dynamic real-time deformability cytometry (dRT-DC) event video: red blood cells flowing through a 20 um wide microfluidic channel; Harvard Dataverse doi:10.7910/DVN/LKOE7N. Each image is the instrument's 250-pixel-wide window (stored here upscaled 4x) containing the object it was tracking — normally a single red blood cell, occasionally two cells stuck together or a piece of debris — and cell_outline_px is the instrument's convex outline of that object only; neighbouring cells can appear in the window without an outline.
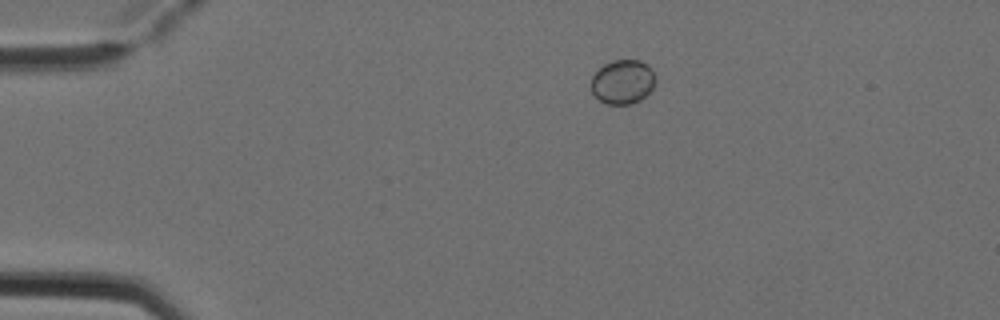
{"species": "Egyptian fruit bat (a non-hibernating species)", "species_latin": "Rousettus aegyptiacus", "temperature_condition": "cold", "stored_images_in_passage": 8, "camera_frame_rate_fps": 3000, "um_per_image_px": 0.085, "animal": {"sex": "female"}, "frame": {"image": 1, "passage_image": 3, "time_ms": 0.667, "image_size_px": [1000, 320], "cell_outline_px": [[656, 80], [652, 88], [640, 100], [632, 104], [608, 104], [600, 100], [592, 92], [592, 76], [604, 64], [612, 60], [640, 60], [648, 64], [656, 76]], "centroid_in_image_um": [52.95, 6.94], "position_along_channel_um": 32.0, "area_um2": 16.53}}
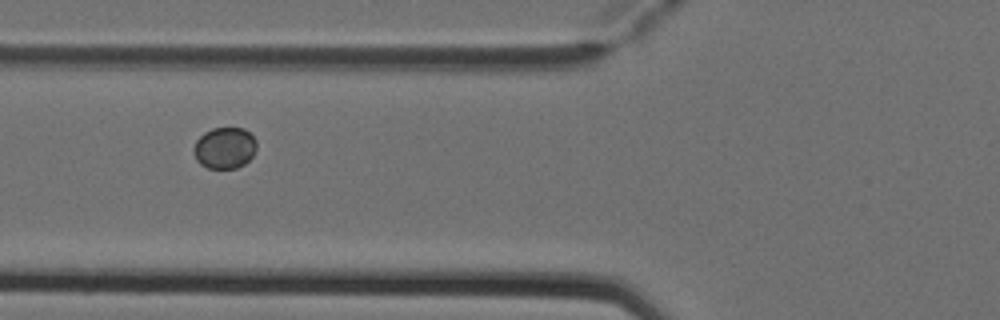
{"frame": {"image": 2, "passage_image": 6, "time_ms": 1.667, "image_size_px": [1000, 320], "cell_outline_px": [[256, 148], [252, 156], [244, 164], [236, 168], [208, 168], [200, 164], [196, 160], [192, 152], [192, 148], [196, 140], [204, 132], [212, 128], [244, 128], [256, 140]], "centroid_in_image_um": [19.06, 12.57], "position_along_channel_um": 106.7, "area_um2": 15.26}}
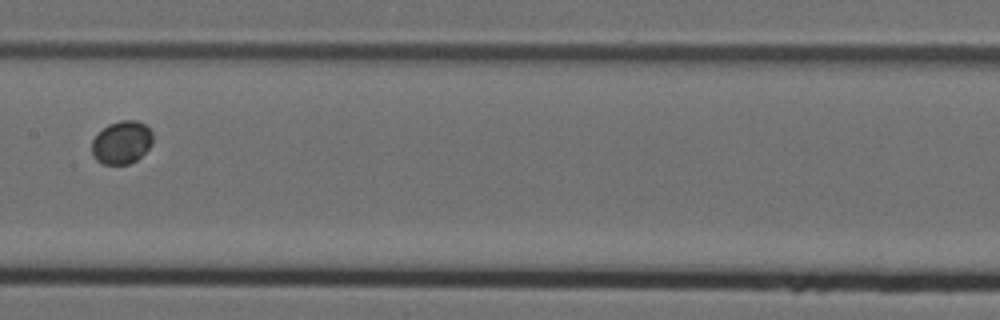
{"frame": {"image": 3, "passage_image": 8, "time_ms": 2.333, "image_size_px": [1000, 320], "cell_outline_px": [[152, 144], [136, 160], [128, 164], [104, 164], [96, 160], [92, 156], [92, 140], [108, 124], [120, 120], [136, 120], [144, 124], [152, 132]], "centroid_in_image_um": [10.33, 12.1], "position_along_channel_um": 197.1, "area_um2": 15.14}}